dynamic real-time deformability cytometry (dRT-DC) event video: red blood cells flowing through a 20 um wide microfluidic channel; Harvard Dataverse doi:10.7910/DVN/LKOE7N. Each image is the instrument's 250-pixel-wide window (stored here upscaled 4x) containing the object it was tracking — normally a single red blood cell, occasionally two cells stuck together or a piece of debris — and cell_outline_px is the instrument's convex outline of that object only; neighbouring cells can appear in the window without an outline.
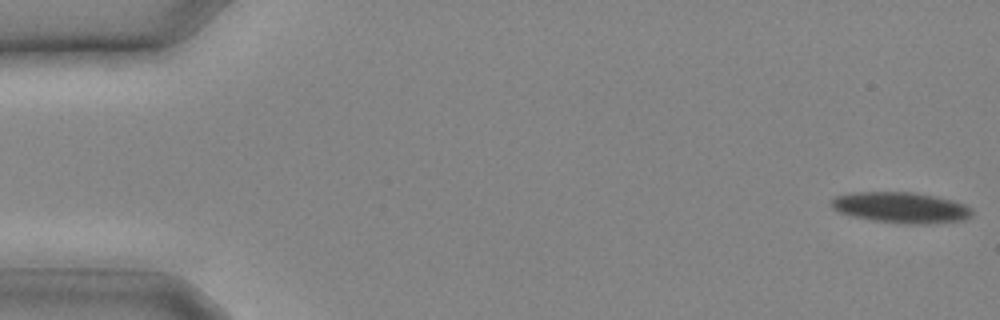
{"species": "common noctule bat (a hibernating species)", "species_latin": "Nyctalus noctula", "temperature_condition": "cold", "stored_images_in_passage": 17, "camera_frame_rate_fps": 3000, "um_per_image_px": 0.085, "animal": {"sex": "male", "body_mass_g": 20.4}, "frame": {"image": 1, "passage_image": 1, "time_ms": 0.0, "image_size_px": [1000, 320], "cell_outline_px": [[972, 216], [964, 220], [928, 224], [908, 224], [872, 220], [852, 216], [840, 212], [832, 208], [832, 200], [836, 196], [856, 192], [912, 192], [936, 196], [952, 200], [964, 204], [972, 208]], "centroid_in_image_um": [76.62, 17.64], "position_along_channel_um": 8.4, "area_um2": 25.26}}
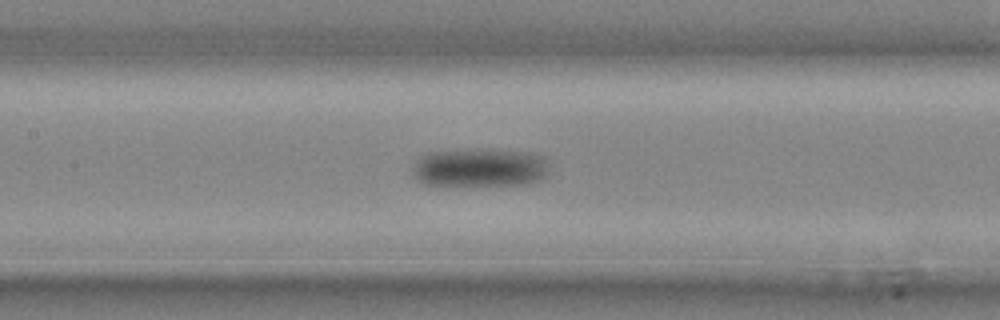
{"frame": {"image": 2, "passage_image": 13, "time_ms": 4.0, "image_size_px": [1000, 320], "cell_outline_px": [[548, 176], [540, 180], [528, 184], [424, 184], [412, 176], [412, 168], [416, 156], [428, 152], [480, 148], [528, 152], [548, 156]], "centroid_in_image_um": [40.8, 14.21], "position_along_channel_um": 166.6, "area_um2": 31.27}}
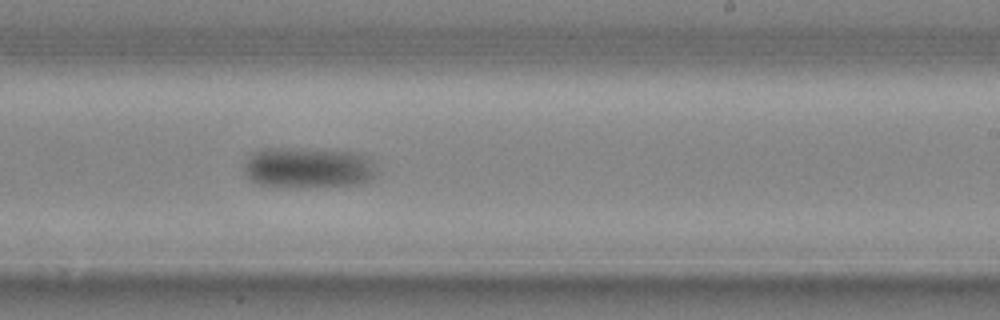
{"frame": {"image": 3, "passage_image": 17, "time_ms": 5.333, "image_size_px": [1000, 320], "cell_outline_px": [[376, 168], [372, 176], [368, 180], [356, 184], [260, 184], [252, 180], [248, 176], [244, 168], [244, 164], [248, 156], [252, 152], [264, 148], [292, 148], [356, 152], [368, 156], [372, 160]], "centroid_in_image_um": [26.19, 14.17], "position_along_channel_um": 262.8, "area_um2": 30.11}}